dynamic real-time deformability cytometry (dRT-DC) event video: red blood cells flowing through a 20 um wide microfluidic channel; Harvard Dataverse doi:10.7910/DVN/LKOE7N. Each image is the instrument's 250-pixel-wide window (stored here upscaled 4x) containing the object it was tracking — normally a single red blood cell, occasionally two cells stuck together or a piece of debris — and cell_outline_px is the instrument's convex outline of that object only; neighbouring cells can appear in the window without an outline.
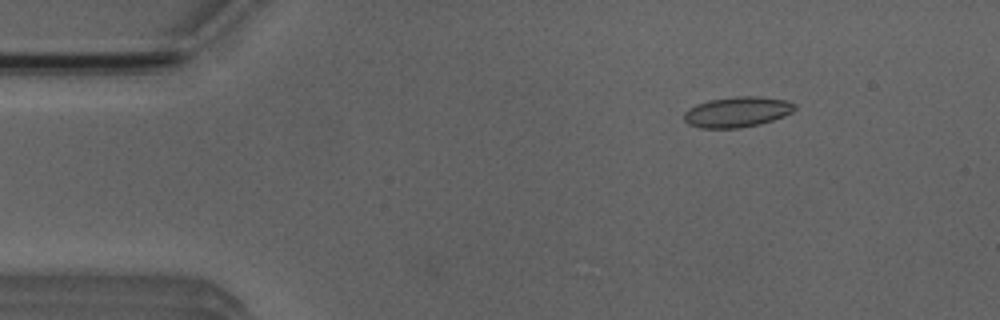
{"species": "Egyptian fruit bat (a non-hibernating species)", "species_latin": "Rousettus aegyptiacus", "temperature_condition": "room temperature", "stored_images_in_passage": 4, "camera_frame_rate_fps": 3000, "um_per_image_px": 0.085, "animal": {"sex": "male"}, "frame": {"image": 1, "passage_image": 3, "time_ms": 2.0, "image_size_px": [1000, 320], "cell_outline_px": [[796, 108], [792, 112], [784, 116], [760, 124], [740, 128], [700, 128], [688, 124], [684, 120], [684, 112], [688, 108], [696, 104], [708, 100], [736, 96], [756, 96], [788, 100], [796, 104]], "centroid_in_image_um": [62.66, 9.51], "position_along_channel_um": 22.3, "area_um2": 19.83}}